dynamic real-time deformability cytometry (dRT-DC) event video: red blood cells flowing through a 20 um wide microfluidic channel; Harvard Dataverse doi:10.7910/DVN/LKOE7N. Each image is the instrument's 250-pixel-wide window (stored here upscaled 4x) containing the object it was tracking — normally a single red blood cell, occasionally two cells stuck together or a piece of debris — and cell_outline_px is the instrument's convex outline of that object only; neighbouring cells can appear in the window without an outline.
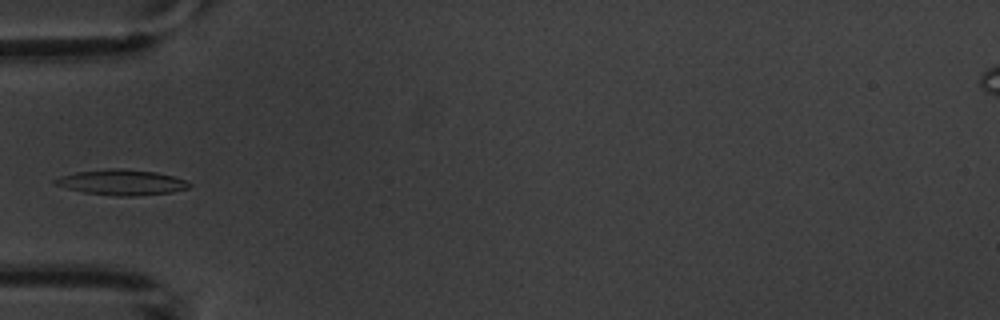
{"species": "common noctule bat (a hibernating species)", "species_latin": "Nyctalus noctula", "temperature_condition": "warm", "stored_images_in_passage": 5, "camera_frame_rate_fps": 3000, "um_per_image_px": 0.085, "animal": {"sex": "male", "body_mass_g": 20.1, "forearm_length_mm": 53.5}, "frame": {"image": 1, "passage_image": 5, "time_ms": 4.333, "image_size_px": [1000, 320], "cell_outline_px": [[192, 184], [188, 188], [172, 192], [136, 196], [116, 196], [84, 192], [52, 184], [52, 180], [60, 176], [76, 172], [108, 168], [124, 168], [156, 172], [172, 176], [184, 180]], "centroid_in_image_um": [10.31, 15.49], "position_along_channel_um": 74.7, "area_um2": 19.94}}